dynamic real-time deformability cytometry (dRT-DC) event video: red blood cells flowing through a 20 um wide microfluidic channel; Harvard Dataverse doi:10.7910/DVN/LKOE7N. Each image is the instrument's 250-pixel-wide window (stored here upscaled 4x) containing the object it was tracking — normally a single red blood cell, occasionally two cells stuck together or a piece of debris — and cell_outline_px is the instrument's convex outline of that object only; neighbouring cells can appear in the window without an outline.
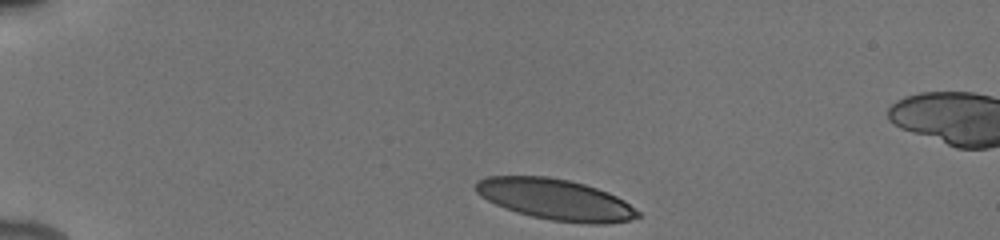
{"species": "human", "species_latin": "Homo sapiens", "temperature_condition": "cold", "stored_images_in_passage": 37, "camera_frame_rate_fps": 3000, "um_per_image_px": 0.085, "donor": {"sex": "male"}, "frame": {"image": 1, "passage_image": 1, "time_ms": 0.0, "image_size_px": [1000, 240], "cell_outline_px": [[640, 216], [628, 220], [604, 224], [588, 224], [552, 220], [532, 216], [516, 212], [504, 208], [480, 196], [476, 192], [476, 180], [488, 176], [548, 176], [568, 180], [584, 184], [608, 192], [624, 200], [640, 212]], "centroid_in_image_um": [47.21, 16.95], "position_along_channel_um": 37.8, "area_um2": 38.55}}
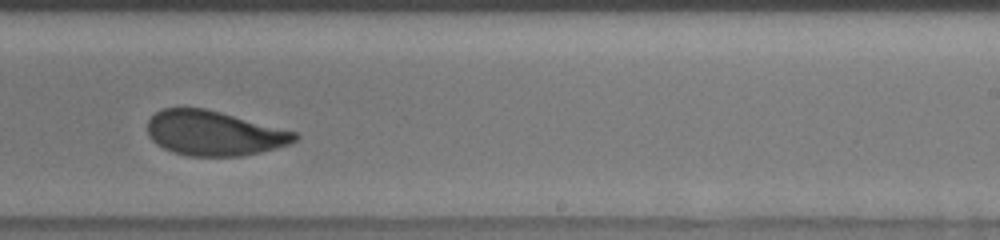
{"frame": {"image": 2, "passage_image": 24, "time_ms": 7.667, "image_size_px": [1000, 240], "cell_outline_px": [[300, 136], [296, 140], [288, 144], [276, 148], [260, 152], [240, 156], [188, 156], [172, 152], [156, 144], [148, 136], [148, 120], [156, 112], [164, 108], [204, 108], [220, 112], [296, 132]], "centroid_in_image_um": [18.17, 11.33], "position_along_channel_um": 270.8, "area_um2": 38.21}}
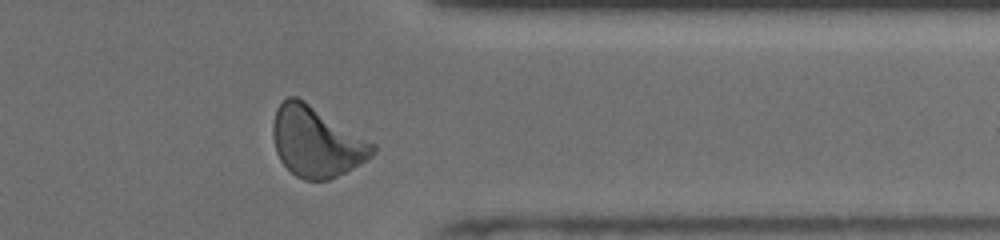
{"frame": {"image": 3, "passage_image": 33, "time_ms": 10.667, "image_size_px": [1000, 240], "cell_outline_px": [[376, 148], [372, 156], [360, 164], [328, 180], [304, 180], [296, 176], [280, 160], [276, 152], [272, 136], [272, 124], [276, 108], [288, 96], [296, 96], [304, 100], [376, 144]], "centroid_in_image_um": [26.87, 12.04], "position_along_channel_um": 384.5, "area_um2": 40.75}, "authors_computed_cell_mechanics": {"area_um2": 39.4774, "velocity_mm_per_s": 3.8938, "shape_relaxation_time_tau1_ms": 3.125, "shape_relaxation_time_tau2_ms": 1.128, "deformation_change_tau1": 0.1358, "deformation_change_tau2": 0.0747}}